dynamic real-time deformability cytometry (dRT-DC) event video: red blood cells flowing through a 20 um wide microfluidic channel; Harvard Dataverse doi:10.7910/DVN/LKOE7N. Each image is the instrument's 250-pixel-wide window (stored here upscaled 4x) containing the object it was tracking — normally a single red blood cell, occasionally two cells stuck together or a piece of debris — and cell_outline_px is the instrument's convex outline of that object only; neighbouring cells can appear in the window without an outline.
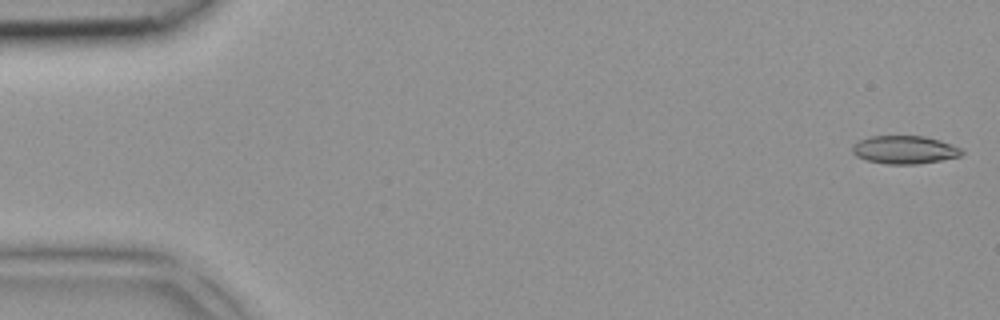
{"species": "common noctule bat (a hibernating species)", "species_latin": "Nyctalus noctula", "temperature_condition": "room temperature", "stored_images_in_passage": 4, "camera_frame_rate_fps": 3000, "um_per_image_px": 0.085, "animal": {"sex": "female", "body_mass_g": 18.4}, "frame": {"image": 1, "passage_image": 1, "time_ms": 0.0, "image_size_px": [1000, 320], "cell_outline_px": [[964, 152], [960, 156], [940, 160], [916, 164], [888, 164], [864, 160], [856, 156], [852, 152], [852, 144], [868, 136], [924, 136], [940, 140], [952, 144], [960, 148]], "centroid_in_image_um": [76.85, 12.72], "position_along_channel_um": 8.1, "area_um2": 17.98}}
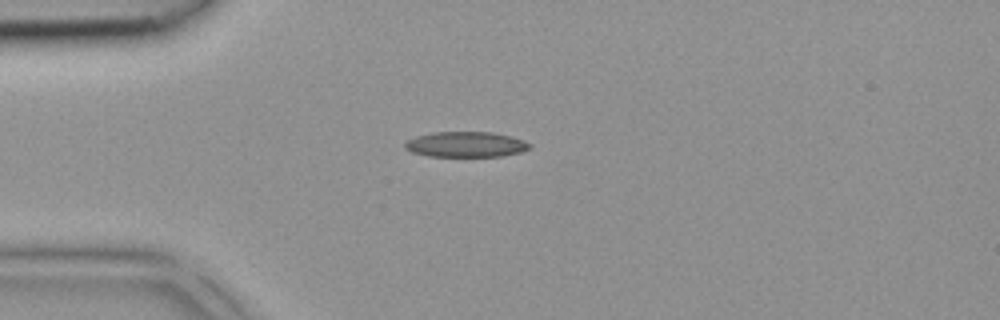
{"frame": {"image": 2, "passage_image": 4, "time_ms": 1.0, "image_size_px": [1000, 320], "cell_outline_px": [[532, 148], [520, 152], [500, 156], [428, 156], [412, 152], [404, 148], [404, 144], [408, 140], [416, 136], [432, 132], [492, 132], [512, 136], [524, 140], [532, 144]], "centroid_in_image_um": [39.62, 12.27], "position_along_channel_um": 45.4, "area_um2": 18.55}}